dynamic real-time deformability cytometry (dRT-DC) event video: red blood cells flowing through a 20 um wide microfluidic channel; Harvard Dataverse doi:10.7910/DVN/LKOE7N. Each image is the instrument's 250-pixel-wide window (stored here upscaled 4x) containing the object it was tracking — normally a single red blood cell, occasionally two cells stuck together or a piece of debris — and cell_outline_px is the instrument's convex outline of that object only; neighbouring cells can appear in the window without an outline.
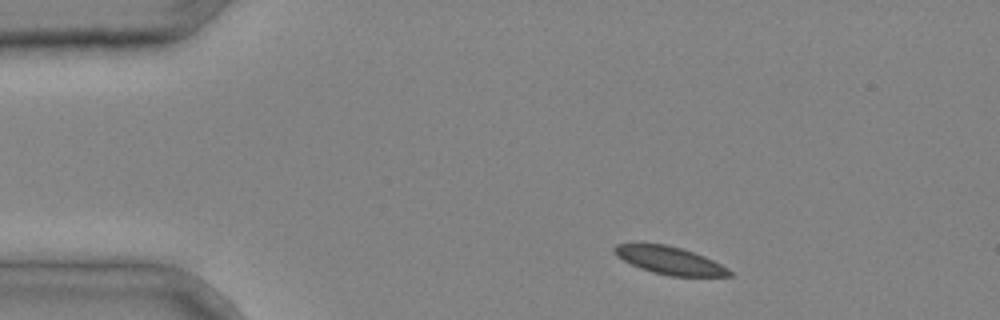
{"species": "common noctule bat (a hibernating species)", "species_latin": "Nyctalus noctula", "temperature_condition": "cold", "stored_images_in_passage": 3, "camera_frame_rate_fps": 3000, "um_per_image_px": 0.085, "animal": {"sex": "male", "body_mass_g": 20.4}, "frame": {"image": 1, "passage_image": 1, "time_ms": 0.0, "image_size_px": [1000, 320], "cell_outline_px": [[732, 276], [672, 276], [652, 272], [640, 268], [616, 256], [612, 252], [612, 248], [616, 244], [664, 244], [680, 248], [704, 256], [728, 268], [732, 272]], "centroid_in_image_um": [56.9, 22.14], "position_along_channel_um": 28.1, "area_um2": 18.32}}
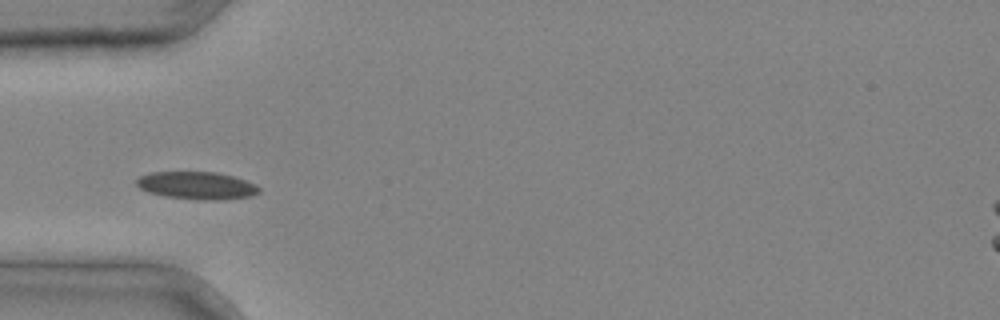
{"frame": {"image": 2, "passage_image": 3, "time_ms": 0.667, "image_size_px": [1000, 320], "cell_outline_px": [[260, 192], [252, 196], [224, 200], [196, 200], [164, 196], [148, 192], [140, 188], [136, 184], [136, 180], [140, 176], [152, 172], [216, 172], [232, 176], [256, 184], [260, 188]], "centroid_in_image_um": [16.74, 15.78], "position_along_channel_um": 68.3, "area_um2": 19.83}}